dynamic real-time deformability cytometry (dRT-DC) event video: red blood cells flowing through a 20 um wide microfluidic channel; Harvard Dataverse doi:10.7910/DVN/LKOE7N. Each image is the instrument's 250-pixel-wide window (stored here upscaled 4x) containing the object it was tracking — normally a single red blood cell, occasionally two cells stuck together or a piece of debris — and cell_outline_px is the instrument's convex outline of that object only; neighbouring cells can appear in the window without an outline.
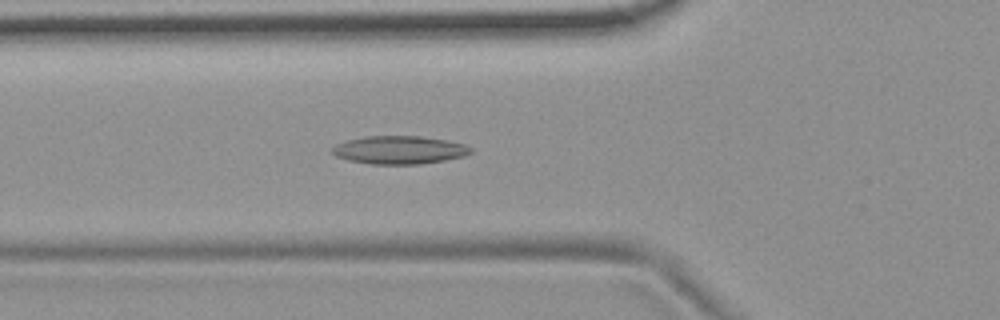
{"species": "common noctule bat (a hibernating species)", "species_latin": "Nyctalus noctula", "temperature_condition": "room temperature", "stored_images_in_passage": 54, "camera_frame_rate_fps": 3000, "um_per_image_px": 0.085, "animal": {"sex": "female", "body_mass_g": 19.9}, "frame": {"image": 1, "passage_image": 19, "time_ms": 6.0, "image_size_px": [1000, 320], "cell_outline_px": [[472, 152], [464, 156], [444, 160], [420, 164], [372, 164], [348, 160], [336, 156], [328, 152], [336, 144], [348, 140], [364, 136], [420, 136], [448, 140], [464, 144], [472, 148]], "centroid_in_image_um": [33.92, 12.74], "position_along_channel_um": 91.9, "area_um2": 22.77}}
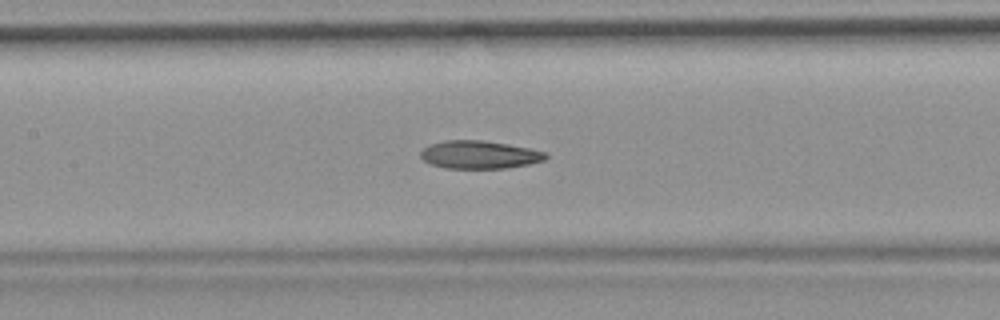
{"frame": {"image": 2, "passage_image": 25, "time_ms": 8.0, "image_size_px": [1000, 320], "cell_outline_px": [[548, 156], [544, 160], [528, 164], [508, 168], [444, 168], [432, 164], [424, 160], [420, 156], [420, 152], [428, 144], [444, 140], [484, 140], [508, 144], [548, 152]], "centroid_in_image_um": [40.75, 13.14], "position_along_channel_um": 166.7, "area_um2": 20.46}}
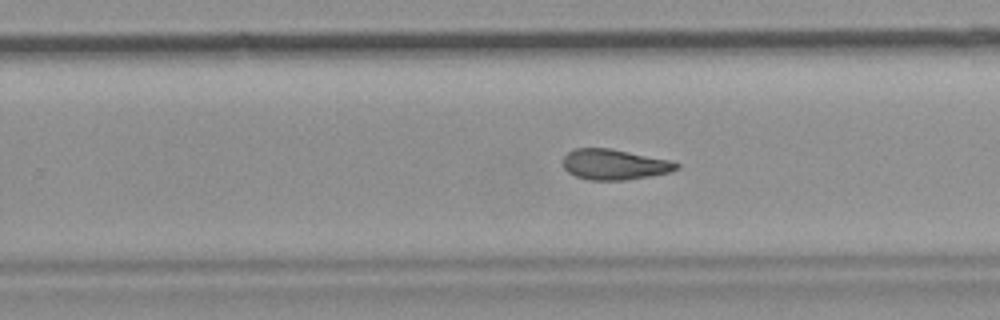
{"frame": {"image": 3, "passage_image": 34, "time_ms": 11.0, "image_size_px": [1000, 320], "cell_outline_px": [[680, 168], [668, 172], [648, 176], [624, 180], [588, 180], [576, 176], [568, 172], [564, 168], [564, 156], [568, 152], [576, 148], [612, 148], [672, 160], [680, 164]], "centroid_in_image_um": [52.24, 13.97], "position_along_channel_um": 277.6, "area_um2": 20.23}, "authors_computed_cell_mechanics": {"area_um2": 21.2704, "velocity_mm_per_s": 3.7198, "shape_relaxation_time_tau1_ms": null, "shape_relaxation_time_tau2_ms": 5.6878, "deformation_change_tau1": null, "deformation_change_tau2": 0.1408}}